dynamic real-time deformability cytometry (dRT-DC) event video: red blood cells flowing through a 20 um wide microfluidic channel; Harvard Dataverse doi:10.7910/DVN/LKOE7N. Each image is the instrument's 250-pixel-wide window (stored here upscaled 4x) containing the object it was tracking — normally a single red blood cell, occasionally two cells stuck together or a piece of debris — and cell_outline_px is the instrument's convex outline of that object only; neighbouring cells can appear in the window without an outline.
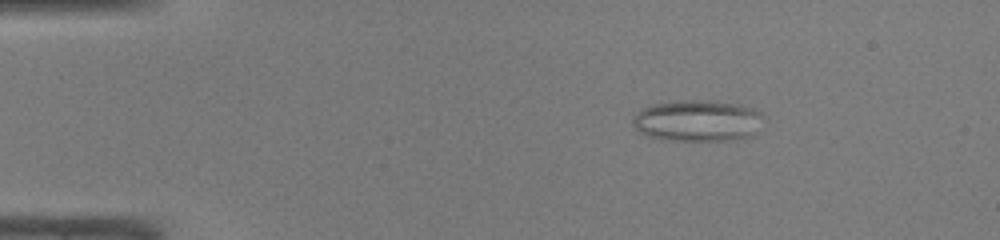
{"species": "common noctule bat (a hibernating species)", "species_latin": "Nyctalus noctula", "temperature_condition": "warm", "stored_images_in_passage": 41, "segment_of_instrument_passage": [1, 2], "camera_frame_rate_fps": 3000, "um_per_image_px": 0.085, "animal": {"sex": "male", "body_mass_g": 19.0, "forearm_length_mm": 50.8}, "frame": {"image": 1, "passage_image": 1, "time_ms": 0.0, "image_size_px": [1000, 240], "cell_outline_px": [[756, 132], [752, 136], [732, 140], [672, 140], [652, 136], [640, 132], [632, 124], [632, 120], [636, 112], [652, 104], [680, 100], [716, 100], [740, 104], [752, 108], [756, 112]], "centroid_in_image_um": [59.21, 10.24], "position_along_channel_um": 25.8, "area_um2": 30.92}}